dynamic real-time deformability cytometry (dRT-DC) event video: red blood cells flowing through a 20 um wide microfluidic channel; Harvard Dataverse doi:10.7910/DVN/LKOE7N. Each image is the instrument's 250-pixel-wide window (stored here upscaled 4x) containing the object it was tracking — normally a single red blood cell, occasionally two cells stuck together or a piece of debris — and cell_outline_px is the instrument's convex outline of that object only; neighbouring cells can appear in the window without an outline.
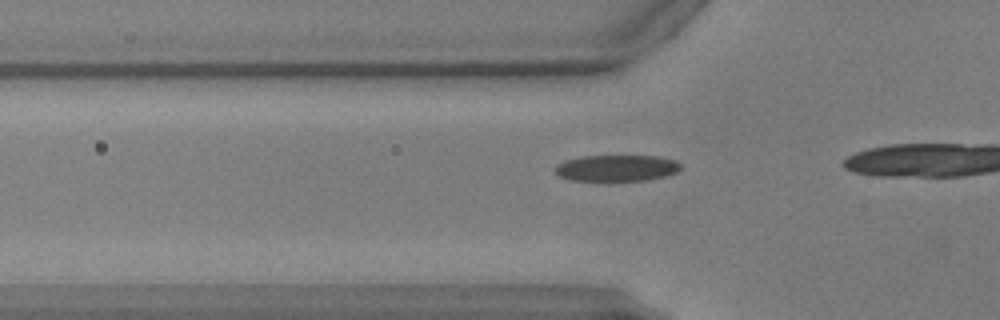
{"species": "common noctule bat (a hibernating species)", "species_latin": "Nyctalus noctula", "temperature_condition": "warm", "stored_images_in_passage": 7, "camera_frame_rate_fps": 3000, "um_per_image_px": 0.085, "animal": {"sex": "male", "body_mass_g": 17.9, "forearm_length_mm": 54.2}, "frame": {"image": 1, "passage_image": 4, "time_ms": 1.0, "image_size_px": [1000, 320], "cell_outline_px": [[680, 168], [676, 172], [664, 176], [644, 180], [572, 180], [560, 176], [552, 168], [556, 164], [564, 160], [580, 156], [660, 156], [676, 160], [680, 164]], "centroid_in_image_um": [52.38, 14.26], "position_along_channel_um": 73.4, "area_um2": 19.19}}